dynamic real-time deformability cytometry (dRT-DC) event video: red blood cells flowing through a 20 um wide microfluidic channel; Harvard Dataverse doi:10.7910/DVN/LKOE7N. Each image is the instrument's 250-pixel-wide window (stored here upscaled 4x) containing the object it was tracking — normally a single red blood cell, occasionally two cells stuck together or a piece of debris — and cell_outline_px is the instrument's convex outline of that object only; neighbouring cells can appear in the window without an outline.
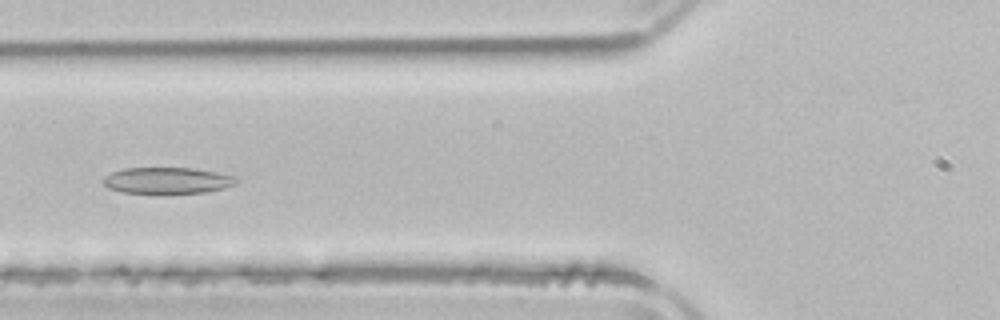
{"species": "common noctule bat (a hibernating species)", "species_latin": "Nyctalus noctula", "temperature_condition": "room temperature", "stored_images_in_passage": 4, "camera_frame_rate_fps": 3000, "um_per_image_px": 0.085, "animal": {"sex": "male", "body_mass_g": 21.5, "forearm_length_mm": 52.0}, "frame": {"image": 1, "passage_image": 4, "time_ms": 5.333, "image_size_px": [1000, 320], "cell_outline_px": [[240, 180], [236, 184], [224, 188], [208, 192], [168, 196], [164, 196], [124, 192], [108, 188], [104, 184], [104, 176], [112, 172], [124, 168], [196, 168], [236, 176]], "centroid_in_image_um": [14.27, 15.39], "position_along_channel_um": 111.5, "area_um2": 21.44}}